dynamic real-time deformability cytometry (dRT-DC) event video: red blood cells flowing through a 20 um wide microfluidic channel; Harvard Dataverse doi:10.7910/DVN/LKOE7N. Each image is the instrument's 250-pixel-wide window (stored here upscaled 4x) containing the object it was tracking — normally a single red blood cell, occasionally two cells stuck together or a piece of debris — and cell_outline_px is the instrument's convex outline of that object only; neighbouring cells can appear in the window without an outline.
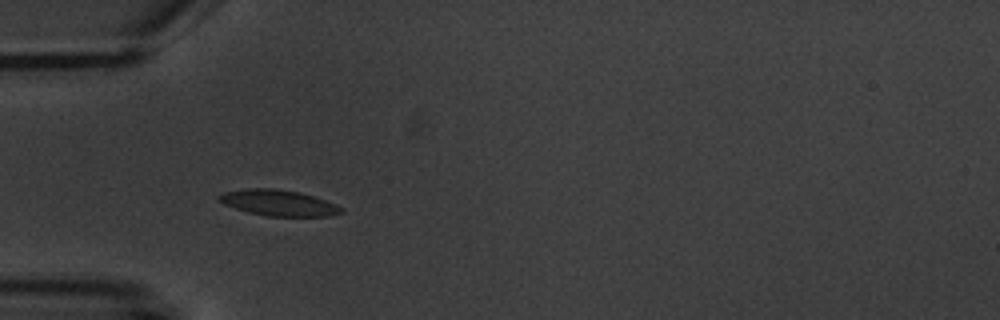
{"species": "common noctule bat (a hibernating species)", "species_latin": "Nyctalus noctula", "temperature_condition": "warm", "stored_images_in_passage": 4, "camera_frame_rate_fps": 3000, "um_per_image_px": 0.085, "animal": {"sex": "male", "body_mass_g": 20.1, "forearm_length_mm": 53.5}, "frame": {"image": 1, "passage_image": 3, "time_ms": 2.333, "image_size_px": [1000, 320], "cell_outline_px": [[344, 212], [328, 216], [268, 216], [248, 212], [224, 204], [216, 200], [224, 192], [244, 188], [276, 188], [300, 192], [336, 204], [344, 208]], "centroid_in_image_um": [23.68, 17.23], "position_along_channel_um": 61.3, "area_um2": 18.44}}